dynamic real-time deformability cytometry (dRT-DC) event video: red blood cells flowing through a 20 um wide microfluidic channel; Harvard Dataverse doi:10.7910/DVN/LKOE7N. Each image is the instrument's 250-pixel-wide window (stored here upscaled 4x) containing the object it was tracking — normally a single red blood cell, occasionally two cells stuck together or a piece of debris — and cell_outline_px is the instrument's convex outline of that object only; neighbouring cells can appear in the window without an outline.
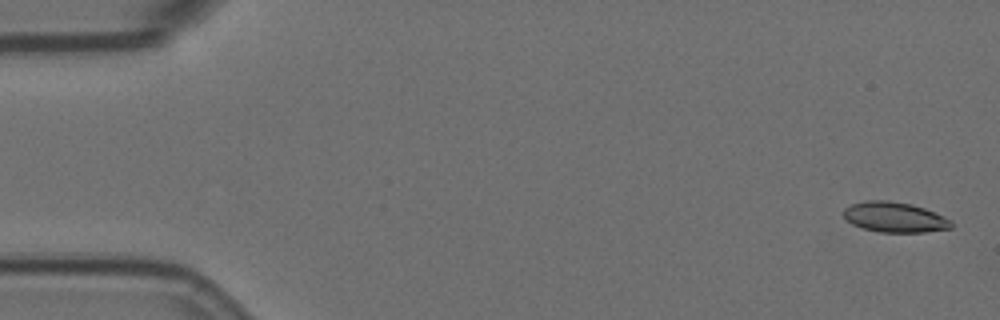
{"species": "Egyptian fruit bat (a non-hibernating species)", "species_latin": "Rousettus aegyptiacus", "temperature_condition": "room temperature", "stored_images_in_passage": 5, "camera_frame_rate_fps": 3000, "um_per_image_px": 0.085, "animal": {"sex": "female"}, "frame": {"image": 1, "passage_image": 1, "time_ms": 0.0, "image_size_px": [1000, 320], "cell_outline_px": [[952, 228], [924, 232], [880, 232], [864, 228], [852, 224], [844, 216], [844, 208], [852, 204], [864, 200], [888, 200], [912, 204], [924, 208], [952, 220]], "centroid_in_image_um": [76.05, 18.45], "position_along_channel_um": 9.0, "area_um2": 18.9}}
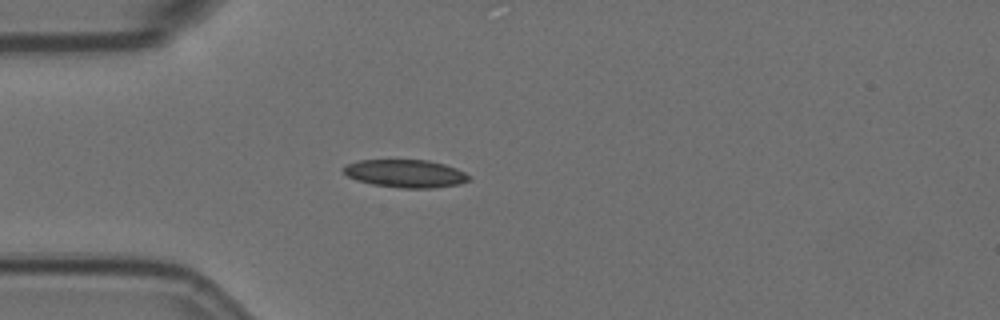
{"frame": {"image": 2, "passage_image": 5, "time_ms": 1.333, "image_size_px": [1000, 320], "cell_outline_px": [[472, 176], [468, 180], [460, 184], [436, 188], [400, 188], [372, 184], [356, 180], [348, 176], [344, 172], [344, 168], [348, 164], [360, 160], [428, 160], [444, 164], [456, 168]], "centroid_in_image_um": [34.51, 14.76], "position_along_channel_um": 50.5, "area_um2": 20.35}}